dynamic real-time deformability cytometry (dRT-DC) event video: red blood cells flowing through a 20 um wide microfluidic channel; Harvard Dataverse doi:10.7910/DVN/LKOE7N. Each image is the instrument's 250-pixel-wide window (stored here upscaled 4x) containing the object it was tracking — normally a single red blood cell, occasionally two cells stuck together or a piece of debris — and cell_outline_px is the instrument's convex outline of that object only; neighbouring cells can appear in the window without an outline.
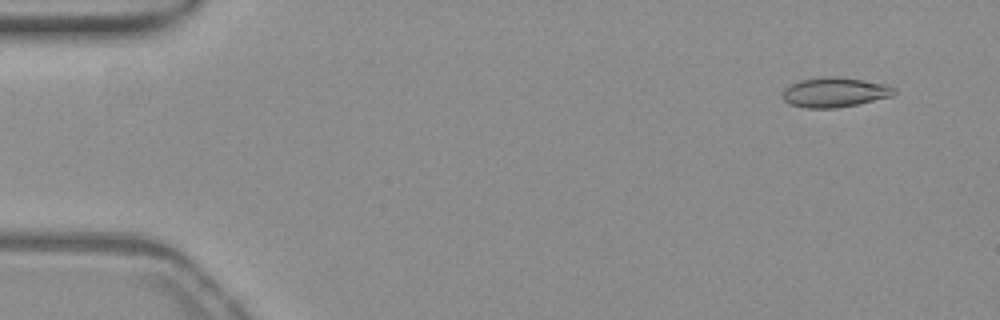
{"species": "common noctule bat (a hibernating species)", "species_latin": "Nyctalus noctula", "temperature_condition": "warm", "stored_images_in_passage": 10, "camera_frame_rate_fps": 3000, "um_per_image_px": 0.085, "animal": {"sex": "female", "body_mass_g": 19.3, "forearm_length_mm": 54.1}, "frame": {"image": 1, "passage_image": 4, "time_ms": 1.0, "image_size_px": [1000, 320], "cell_outline_px": [[896, 92], [892, 96], [856, 104], [836, 108], [808, 108], [788, 104], [784, 100], [784, 88], [800, 80], [824, 76], [832, 76], [864, 80], [884, 84], [896, 88]], "centroid_in_image_um": [70.95, 7.84], "position_along_channel_um": 14.1, "area_um2": 19.19}}